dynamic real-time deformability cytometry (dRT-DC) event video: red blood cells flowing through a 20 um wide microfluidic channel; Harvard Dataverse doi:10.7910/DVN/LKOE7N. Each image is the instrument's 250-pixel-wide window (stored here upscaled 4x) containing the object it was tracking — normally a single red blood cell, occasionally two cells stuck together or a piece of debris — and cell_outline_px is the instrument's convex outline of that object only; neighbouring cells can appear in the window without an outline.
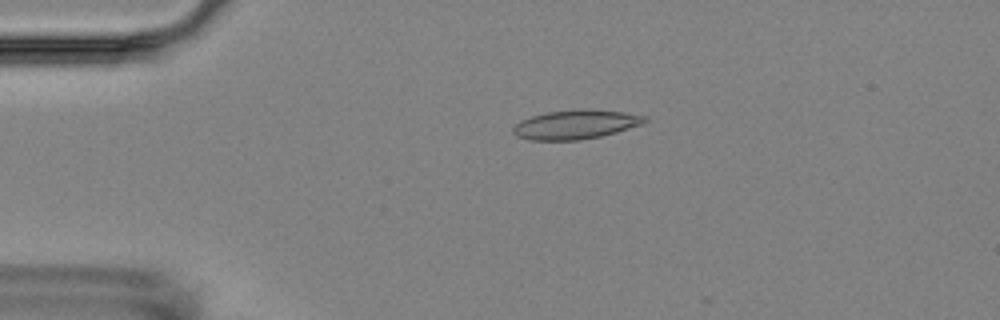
{"species": "Egyptian fruit bat (a non-hibernating species)", "species_latin": "Rousettus aegyptiacus", "temperature_condition": "room temperature", "stored_images_in_passage": 5, "camera_frame_rate_fps": 3000, "um_per_image_px": 0.085, "animal": {"sex": "female"}, "frame": {"image": 1, "passage_image": 4, "time_ms": 3.667, "image_size_px": [1000, 320], "cell_outline_px": [[648, 120], [640, 124], [616, 132], [600, 136], [580, 140], [528, 140], [516, 136], [512, 132], [512, 128], [520, 120], [532, 116], [548, 112], [580, 108], [588, 108], [624, 112], [648, 116]], "centroid_in_image_um": [48.91, 10.57], "position_along_channel_um": 36.1, "area_um2": 22.48}}